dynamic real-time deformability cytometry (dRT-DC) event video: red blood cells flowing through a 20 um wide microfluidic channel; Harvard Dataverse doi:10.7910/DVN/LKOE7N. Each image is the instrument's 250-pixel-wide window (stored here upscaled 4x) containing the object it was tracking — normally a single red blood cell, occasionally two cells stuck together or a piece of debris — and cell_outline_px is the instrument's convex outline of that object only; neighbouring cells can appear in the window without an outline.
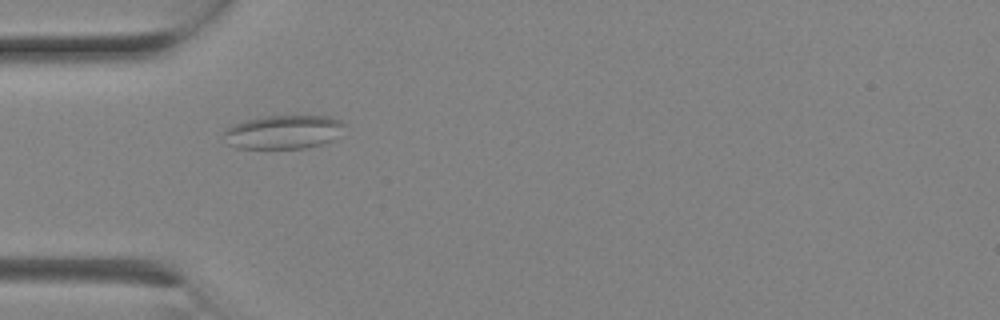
{"species": "Egyptian fruit bat (a non-hibernating species)", "species_latin": "Rousettus aegyptiacus", "temperature_condition": "room temperature", "stored_images_in_passage": 5, "camera_frame_rate_fps": 3000, "um_per_image_px": 0.085, "animal": {"sex": "female"}, "frame": {"image": 1, "passage_image": 1, "time_ms": 0.0, "image_size_px": [1000, 320], "cell_outline_px": [[344, 124], [340, 136], [324, 144], [304, 148], [236, 148], [228, 144], [224, 132], [228, 128], [236, 124], [248, 120], [264, 116], [332, 116], [340, 120]], "centroid_in_image_um": [24.16, 11.22], "position_along_channel_um": 60.8, "area_um2": 23.58}}
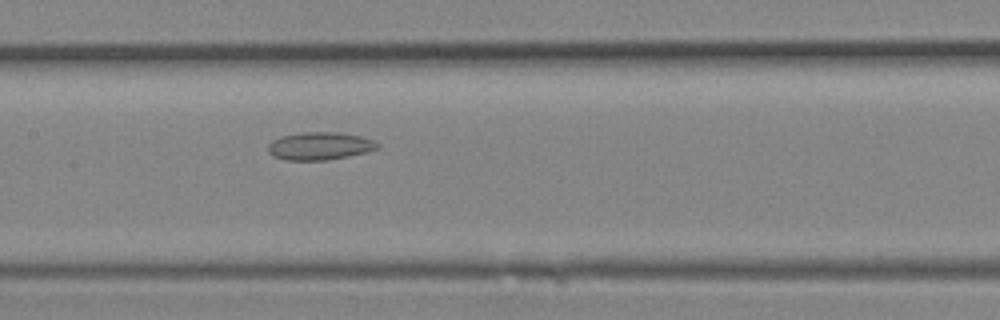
{"frame": {"image": 2, "passage_image": 5, "time_ms": 1.333, "image_size_px": [1000, 320], "cell_outline_px": [[380, 148], [368, 152], [348, 156], [324, 160], [284, 160], [272, 156], [268, 152], [268, 144], [272, 140], [280, 136], [304, 132], [340, 132], [360, 136], [372, 140], [380, 144]], "centroid_in_image_um": [27.17, 12.41], "position_along_channel_um": 180.2, "area_um2": 17.86}}